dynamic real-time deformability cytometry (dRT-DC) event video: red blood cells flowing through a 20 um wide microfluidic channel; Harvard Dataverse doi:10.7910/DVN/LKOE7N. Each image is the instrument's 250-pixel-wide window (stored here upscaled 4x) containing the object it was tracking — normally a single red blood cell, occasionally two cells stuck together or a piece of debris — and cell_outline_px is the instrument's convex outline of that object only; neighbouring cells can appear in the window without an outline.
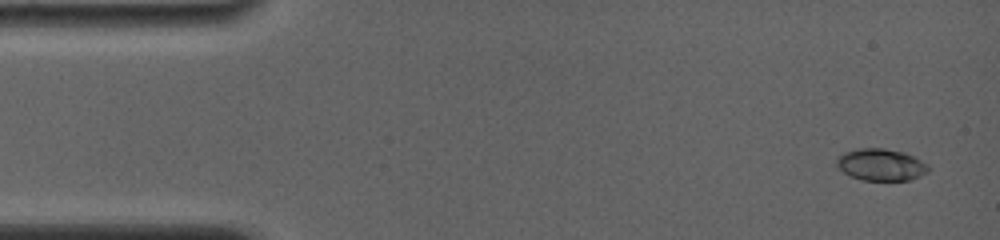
{"species": "common noctule bat (a hibernating species)", "species_latin": "Nyctalus noctula", "temperature_condition": "room temperature", "stored_images_in_passage": 36, "camera_frame_rate_fps": 4000, "um_per_image_px": 0.085, "animal": {"sex": "female", "body_mass_g": 19.0, "forearm_length_mm": 56.7}, "frame": {"image": 1, "passage_image": 1, "time_ms": 0.0, "image_size_px": [1000, 240], "cell_outline_px": [[932, 168], [928, 172], [920, 176], [908, 180], [860, 180], [844, 172], [836, 164], [836, 156], [844, 152], [860, 148], [884, 148], [904, 152], [928, 164]], "centroid_in_image_um": [74.89, 13.99], "position_along_channel_um": 10.1, "area_um2": 17.11}}
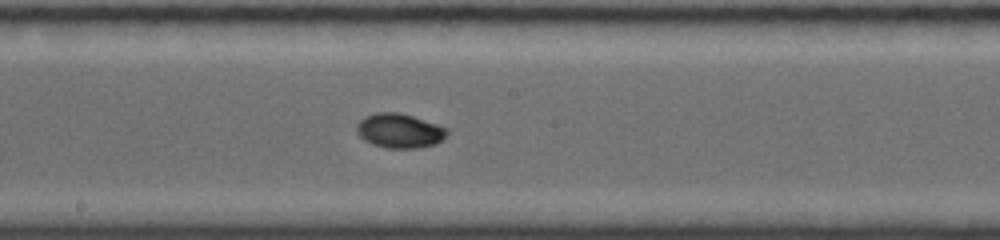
{"frame": {"image": 2, "passage_image": 18, "time_ms": 8.25, "image_size_px": [1000, 240], "cell_outline_px": [[448, 132], [440, 140], [432, 144], [416, 148], [388, 148], [372, 144], [364, 140], [356, 132], [356, 124], [364, 116], [376, 112], [400, 112], [448, 128]], "centroid_in_image_um": [33.9, 11.1], "position_along_channel_um": 214.3, "area_um2": 17.98}}
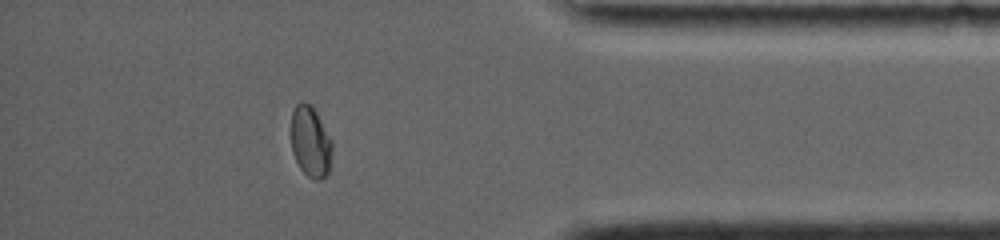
{"frame": {"image": 3, "passage_image": 31, "time_ms": 13.75, "image_size_px": [1000, 240], "cell_outline_px": [[332, 148], [328, 172], [320, 180], [316, 180], [308, 176], [300, 168], [292, 152], [292, 112], [296, 104], [300, 100], [304, 100], [312, 104], [332, 140]], "centroid_in_image_um": [26.39, 12.0], "position_along_channel_um": 408.8, "area_um2": 16.99}, "authors_computed_cell_mechanics": {"area_um2": 17.1666, "velocity_mm_per_s": 3.8164, "shape_relaxation_time_tau1_ms": 5.4632, "shape_relaxation_time_tau2_ms": 1.5361, "deformation_change_tau1": 0.1606, "deformation_change_tau2": 0.0157}}